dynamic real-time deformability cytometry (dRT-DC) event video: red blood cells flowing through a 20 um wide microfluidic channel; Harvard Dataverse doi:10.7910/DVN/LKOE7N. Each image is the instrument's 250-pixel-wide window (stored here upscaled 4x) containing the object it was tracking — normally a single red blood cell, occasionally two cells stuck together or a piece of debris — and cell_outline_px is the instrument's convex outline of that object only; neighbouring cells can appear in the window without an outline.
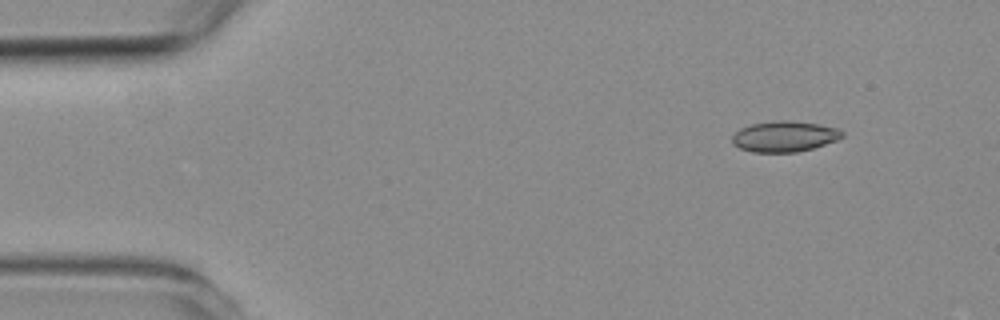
{"species": "common noctule bat (a hibernating species)", "species_latin": "Nyctalus noctula", "temperature_condition": "room temperature", "stored_images_in_passage": 3, "camera_frame_rate_fps": 3000, "um_per_image_px": 0.085, "animal": {"sex": "female", "body_mass_g": 19.3, "forearm_length_mm": 54.1}, "frame": {"image": 1, "passage_image": 1, "time_ms": 0.0, "image_size_px": [1000, 320], "cell_outline_px": [[844, 136], [836, 140], [812, 148], [796, 152], [752, 152], [740, 148], [732, 144], [732, 136], [740, 128], [752, 124], [776, 120], [788, 120], [820, 124], [836, 128], [844, 132]], "centroid_in_image_um": [66.66, 11.59], "position_along_channel_um": 18.3, "area_um2": 19.65}}
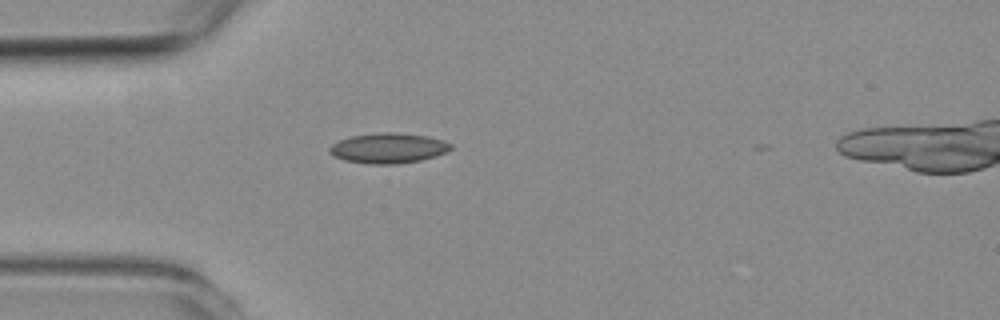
{"frame": {"image": 2, "passage_image": 3, "time_ms": 3.0, "image_size_px": [1000, 320], "cell_outline_px": [[452, 148], [448, 152], [436, 156], [420, 160], [396, 164], [372, 164], [344, 160], [332, 156], [328, 152], [328, 148], [332, 144], [340, 140], [352, 136], [380, 132], [396, 132], [428, 136], [444, 140], [452, 144]], "centroid_in_image_um": [33.02, 12.59], "position_along_channel_um": 52.0, "area_um2": 21.5}}